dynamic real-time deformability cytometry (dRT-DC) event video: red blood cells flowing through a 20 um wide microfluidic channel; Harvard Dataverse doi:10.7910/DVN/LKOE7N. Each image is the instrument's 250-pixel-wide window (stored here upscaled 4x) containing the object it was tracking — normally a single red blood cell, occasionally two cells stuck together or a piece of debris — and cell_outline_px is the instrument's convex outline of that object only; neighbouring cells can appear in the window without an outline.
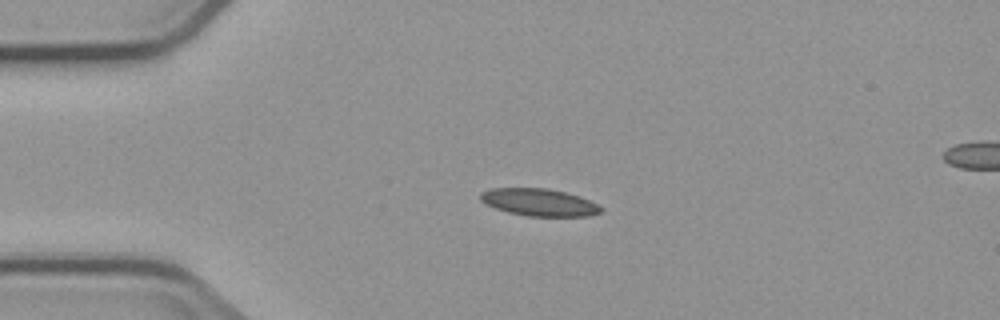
{"species": "common noctule bat (a hibernating species)", "species_latin": "Nyctalus noctula", "temperature_condition": "cold", "stored_images_in_passage": 3, "camera_frame_rate_fps": 3000, "um_per_image_px": 0.085, "animal": {"sex": "male", "body_mass_g": 23.1, "forearm_length_mm": 52.7}, "frame": {"image": 1, "passage_image": 2, "time_ms": 2.333, "image_size_px": [1000, 320], "cell_outline_px": [[604, 208], [600, 212], [588, 216], [528, 216], [508, 212], [496, 208], [480, 200], [480, 192], [488, 188], [548, 188], [580, 196]], "centroid_in_image_um": [45.81, 17.19], "position_along_channel_um": 39.2, "area_um2": 19.07}}